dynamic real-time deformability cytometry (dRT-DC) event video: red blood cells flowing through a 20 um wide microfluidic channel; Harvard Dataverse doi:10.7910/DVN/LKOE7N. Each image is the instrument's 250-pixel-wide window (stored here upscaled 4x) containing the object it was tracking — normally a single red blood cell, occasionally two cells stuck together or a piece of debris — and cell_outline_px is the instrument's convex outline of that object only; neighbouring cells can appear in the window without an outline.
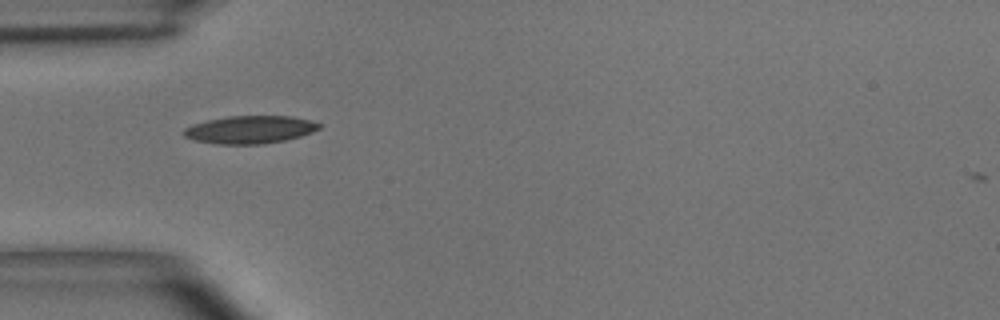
{"species": "common noctule bat (a hibernating species)", "species_latin": "Nyctalus noctula", "temperature_condition": "room temperature", "stored_images_in_passage": 37, "camera_frame_rate_fps": 3000, "um_per_image_px": 0.085, "animal": {"sex": "male", "body_mass_g": 15.6}, "frame": {"image": 1, "passage_image": 1, "time_ms": 0.0, "image_size_px": [1000, 320], "cell_outline_px": [[324, 124], [320, 128], [312, 132], [300, 136], [284, 140], [264, 144], [216, 144], [192, 140], [184, 136], [180, 132], [184, 128], [192, 124], [208, 120], [228, 116], [292, 116], [312, 120]], "centroid_in_image_um": [21.24, 11.01], "position_along_channel_um": 63.8, "area_um2": 22.2}}
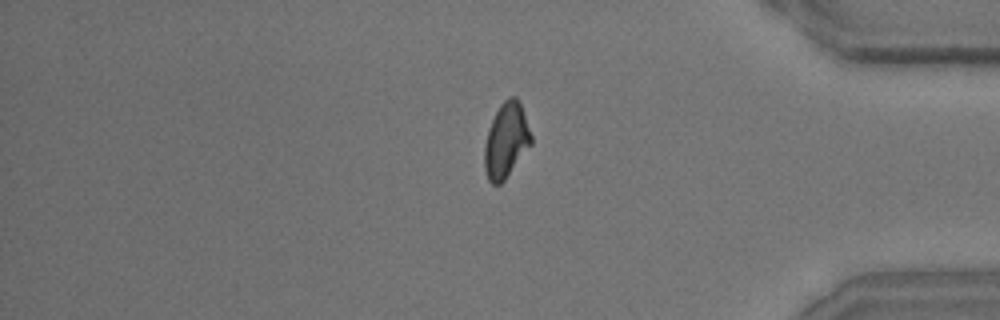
{"frame": {"image": 2, "passage_image": 28, "time_ms": 9.0, "image_size_px": [1000, 320], "cell_outline_px": [[532, 144], [504, 180], [500, 184], [492, 184], [488, 180], [484, 168], [484, 144], [488, 128], [500, 104], [508, 96], [516, 96], [520, 104], [532, 136]], "centroid_in_image_um": [43.0, 11.94], "position_along_channel_um": 392.2, "area_um2": 20.35}}
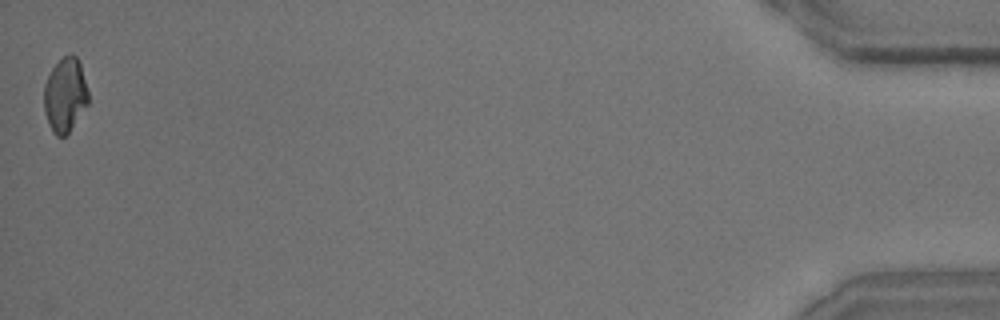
{"frame": {"image": 3, "passage_image": 36, "time_ms": 11.667, "image_size_px": [1000, 320], "cell_outline_px": [[88, 104], [68, 132], [64, 136], [56, 136], [52, 132], [48, 124], [44, 112], [44, 84], [52, 68], [64, 56], [72, 52], [76, 56], [80, 64], [88, 92]], "centroid_in_image_um": [5.52, 8.07], "position_along_channel_um": 429.7, "area_um2": 19.07}, "authors_computed_cell_mechanics": {"area_um2": 20.2878, "velocity_mm_per_s": 3.9262, "shape_relaxation_time_tau1_ms": 4.5209, "shape_relaxation_time_tau2_ms": 2.7092, "deformation_change_tau1": 0.1356, "deformation_change_tau2": 0.0948}}